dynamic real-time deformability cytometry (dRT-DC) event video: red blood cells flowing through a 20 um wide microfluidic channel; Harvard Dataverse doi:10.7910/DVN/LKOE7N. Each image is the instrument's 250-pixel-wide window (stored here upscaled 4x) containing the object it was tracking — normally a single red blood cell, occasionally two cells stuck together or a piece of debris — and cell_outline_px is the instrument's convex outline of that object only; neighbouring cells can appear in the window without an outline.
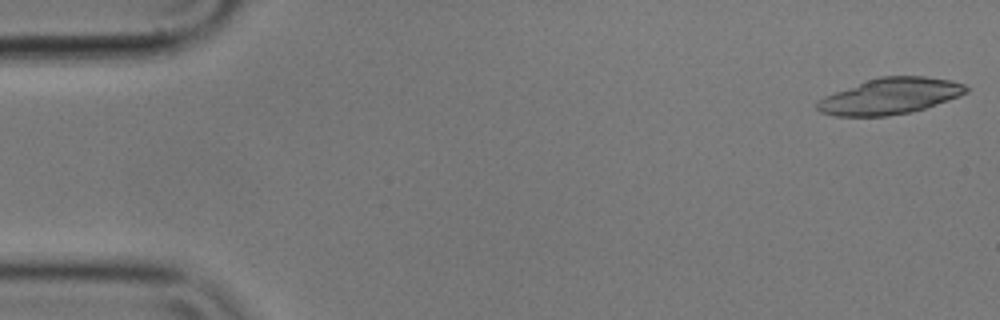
{"species": "common noctule bat (a hibernating species)", "species_latin": "Nyctalus noctula", "temperature_condition": "cold", "stored_images_in_passage": 41, "camera_frame_rate_fps": 3000, "um_per_image_px": 0.085, "animal": {"sex": "male", "body_mass_g": 17.9}, "frame": {"image": 1, "passage_image": 1, "time_ms": 0.0, "image_size_px": [1000, 320], "cell_outline_px": [[968, 92], [960, 96], [912, 112], [888, 116], [836, 116], [820, 112], [816, 108], [816, 100], [824, 96], [868, 80], [880, 76], [924, 76], [952, 80], [964, 84], [968, 88]], "centroid_in_image_um": [75.66, 8.18], "position_along_channel_um": 9.3, "area_um2": 31.27}}